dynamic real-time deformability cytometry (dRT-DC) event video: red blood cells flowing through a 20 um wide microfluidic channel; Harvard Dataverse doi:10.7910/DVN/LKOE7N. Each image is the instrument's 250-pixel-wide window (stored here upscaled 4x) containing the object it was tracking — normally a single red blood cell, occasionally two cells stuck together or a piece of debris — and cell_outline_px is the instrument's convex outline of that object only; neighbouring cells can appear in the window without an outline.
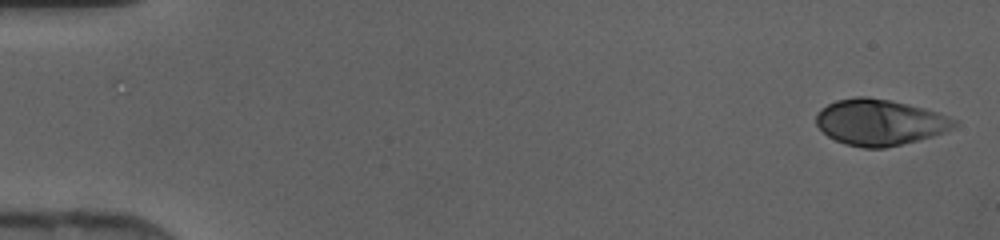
{"species": "human", "species_latin": "Homo sapiens", "temperature_condition": "cold", "stored_images_in_passage": 45, "camera_frame_rate_fps": 3000, "um_per_image_px": 0.085, "donor": {"sex": "female"}, "frame": {"image": 1, "passage_image": 1, "time_ms": 0.0, "image_size_px": [1000, 240], "cell_outline_px": [[960, 124], [956, 128], [932, 136], [884, 148], [864, 148], [844, 144], [828, 136], [816, 124], [816, 116], [820, 108], [836, 100], [856, 96], [868, 96], [892, 100], [924, 108], [960, 120]], "centroid_in_image_um": [74.8, 10.38], "position_along_channel_um": 10.2, "area_um2": 37.28}}
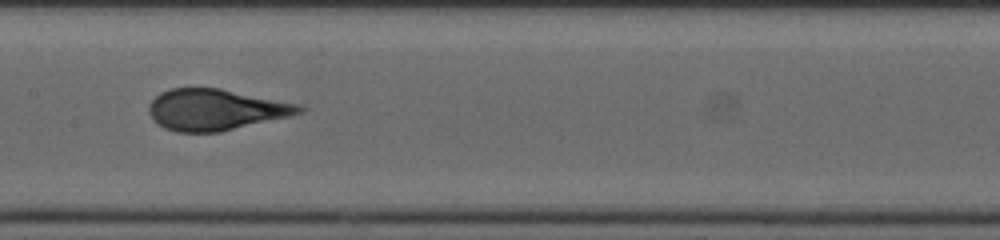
{"frame": {"image": 2, "passage_image": 23, "time_ms": 7.333, "image_size_px": [1000, 240], "cell_outline_px": [[304, 112], [288, 116], [220, 132], [176, 132], [164, 128], [156, 124], [152, 120], [148, 112], [148, 104], [160, 92], [172, 88], [220, 88], [300, 104], [304, 108]], "centroid_in_image_um": [18.28, 9.32], "position_along_channel_um": 189.1, "area_um2": 36.13}}
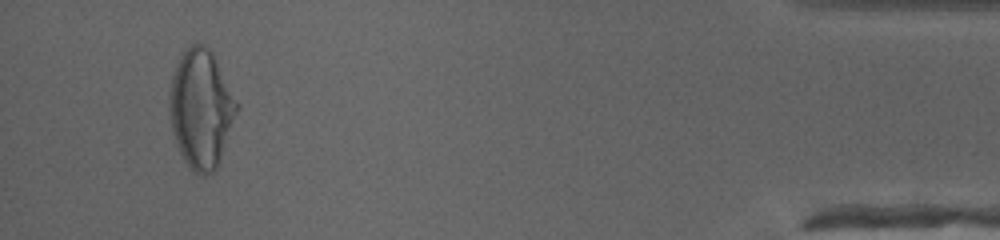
{"frame": {"image": 3, "passage_image": 43, "time_ms": 14.0, "image_size_px": [1000, 240], "cell_outline_px": [[240, 108], [220, 160], [216, 168], [212, 172], [204, 176], [200, 176], [192, 172], [184, 160], [176, 144], [172, 132], [168, 108], [172, 80], [180, 56], [192, 44], [204, 44], [212, 52], [240, 104]], "centroid_in_image_um": [17.12, 9.29], "position_along_channel_um": 418.1, "area_um2": 46.7}}